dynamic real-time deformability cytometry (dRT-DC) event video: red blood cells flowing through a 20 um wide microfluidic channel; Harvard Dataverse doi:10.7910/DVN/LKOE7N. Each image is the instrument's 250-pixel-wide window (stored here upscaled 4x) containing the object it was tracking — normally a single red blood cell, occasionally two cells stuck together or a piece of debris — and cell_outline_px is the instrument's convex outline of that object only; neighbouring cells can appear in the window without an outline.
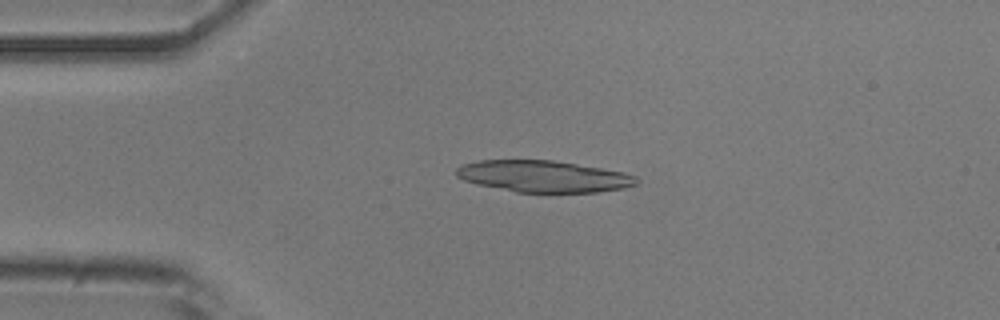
{"species": "common noctule bat (a hibernating species)", "species_latin": "Nyctalus noctula", "temperature_condition": "room temperature", "stored_images_in_passage": 2, "camera_frame_rate_fps": 3000, "um_per_image_px": 0.085, "animal": {"sex": "male", "body_mass_g": 20.5, "forearm_length_mm": 52.5}, "frame": {"image": 1, "passage_image": 2, "time_ms": 0.333, "image_size_px": [1000, 320], "cell_outline_px": [[640, 180], [636, 184], [624, 188], [596, 192], [516, 192], [476, 184], [464, 180], [456, 176], [456, 168], [464, 164], [480, 160], [552, 160], [624, 172], [636, 176]], "centroid_in_image_um": [46.2, 14.99], "position_along_channel_um": 38.8, "area_um2": 33.06}}